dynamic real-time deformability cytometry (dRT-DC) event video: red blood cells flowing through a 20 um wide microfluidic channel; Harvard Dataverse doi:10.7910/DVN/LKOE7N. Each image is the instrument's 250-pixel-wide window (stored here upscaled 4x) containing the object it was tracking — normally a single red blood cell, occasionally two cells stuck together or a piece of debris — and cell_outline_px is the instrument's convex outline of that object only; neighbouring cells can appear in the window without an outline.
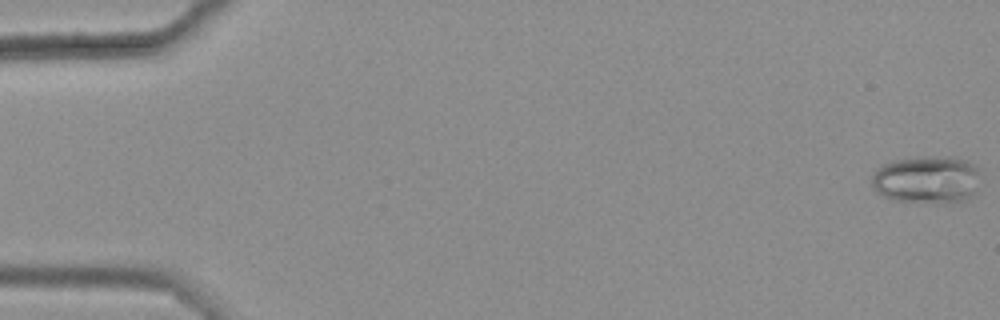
{"species": "common noctule bat (a hibernating species)", "species_latin": "Nyctalus noctula", "temperature_condition": "warm", "stored_images_in_passage": 49, "camera_frame_rate_fps": 3000, "um_per_image_px": 0.085, "animal": {"sex": "female", "body_mass_g": 25.1}, "frame": {"image": 1, "passage_image": 1, "time_ms": 0.0, "image_size_px": [1000, 320], "cell_outline_px": [[976, 172], [972, 192], [968, 200], [948, 204], [936, 204], [896, 200], [880, 196], [876, 192], [872, 184], [872, 172], [884, 164], [892, 160], [924, 156], [948, 156], [964, 160], [972, 164], [976, 168]], "centroid_in_image_um": [78.68, 15.29], "position_along_channel_um": 6.3, "area_um2": 30.17}}
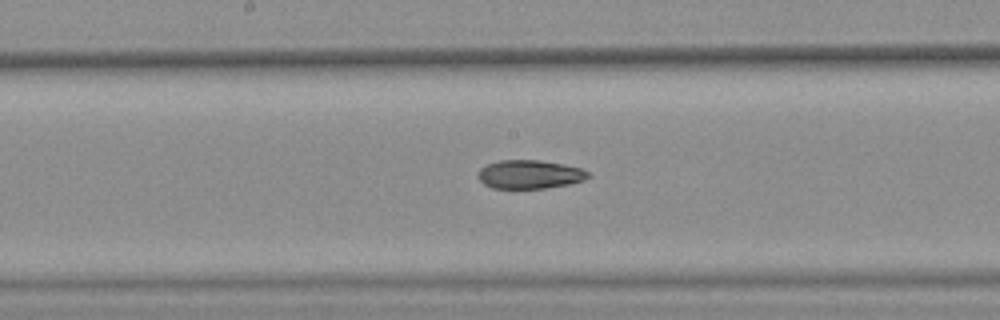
{"frame": {"image": 2, "passage_image": 30, "time_ms": 9.667, "image_size_px": [1000, 320], "cell_outline_px": [[592, 176], [584, 180], [568, 184], [544, 188], [492, 188], [484, 184], [476, 176], [476, 172], [480, 168], [488, 164], [500, 160], [540, 160], [564, 164], [580, 168], [588, 172]], "centroid_in_image_um": [45.0, 14.82], "position_along_channel_um": 203.2, "area_um2": 18.44}}
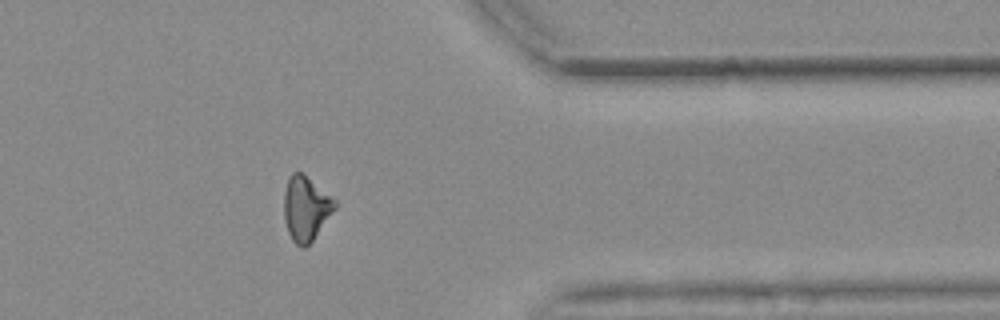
{"frame": {"image": 3, "passage_image": 46, "time_ms": 15.0, "image_size_px": [1000, 320], "cell_outline_px": [[336, 208], [312, 240], [304, 248], [300, 248], [292, 240], [288, 232], [284, 216], [284, 192], [288, 176], [292, 172], [300, 172], [336, 200]], "centroid_in_image_um": [25.97, 17.72], "position_along_channel_um": 385.4, "area_um2": 18.84}, "authors_computed_cell_mechanics": {"area_um2": 19.3052, "velocity_mm_per_s": 3.6616, "shape_relaxation_time_tau1_ms": 11.3012, "shape_relaxation_time_tau2_ms": 3.5343, "deformation_change_tau1": 0.2208, "deformation_change_tau2": 0.1044}}